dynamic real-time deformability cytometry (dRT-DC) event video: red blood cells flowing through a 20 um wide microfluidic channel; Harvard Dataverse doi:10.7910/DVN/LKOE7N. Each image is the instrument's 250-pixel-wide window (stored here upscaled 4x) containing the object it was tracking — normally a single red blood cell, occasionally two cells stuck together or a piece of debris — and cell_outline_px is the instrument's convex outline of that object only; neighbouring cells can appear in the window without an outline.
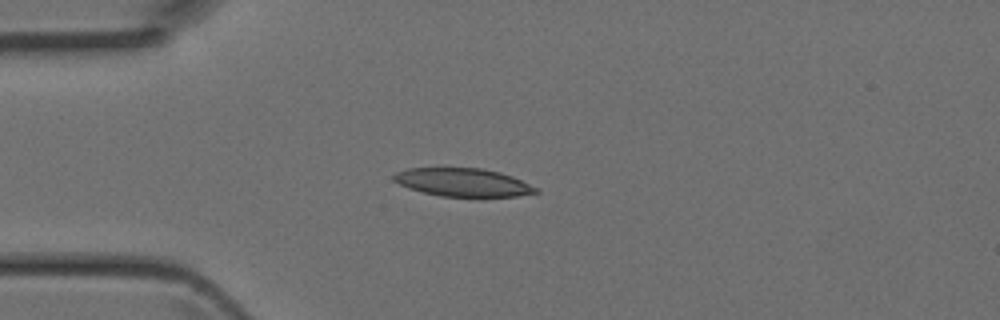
{"species": "Egyptian fruit bat (a non-hibernating species)", "species_latin": "Rousettus aegyptiacus", "temperature_condition": "room temperature", "stored_images_in_passage": 4, "camera_frame_rate_fps": 3000, "um_per_image_px": 0.085, "animal": {"sex": "female"}, "frame": {"image": 1, "passage_image": 3, "time_ms": 0.667, "image_size_px": [1000, 320], "cell_outline_px": [[540, 192], [516, 196], [440, 196], [408, 188], [392, 180], [392, 176], [396, 172], [408, 168], [484, 168], [500, 172], [512, 176], [540, 188]], "centroid_in_image_um": [39.37, 15.49], "position_along_channel_um": 45.6, "area_um2": 23.35}}